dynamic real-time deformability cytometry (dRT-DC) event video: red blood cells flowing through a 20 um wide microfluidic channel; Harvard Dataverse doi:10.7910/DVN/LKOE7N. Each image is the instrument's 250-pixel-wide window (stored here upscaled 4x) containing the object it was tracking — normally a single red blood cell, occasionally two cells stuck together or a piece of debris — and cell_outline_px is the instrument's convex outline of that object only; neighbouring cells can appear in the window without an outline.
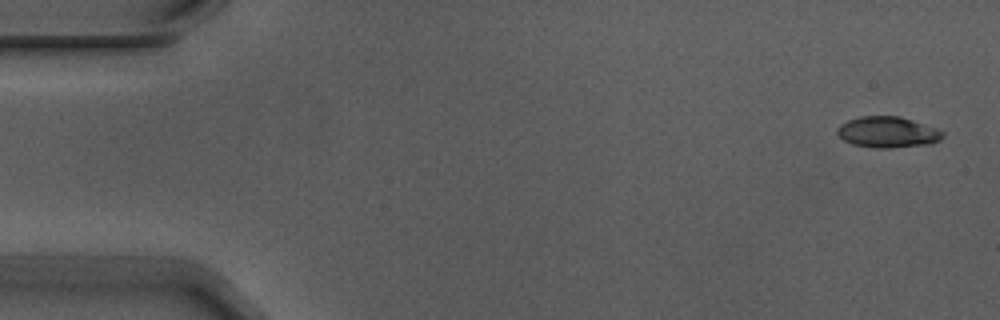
{"species": "Egyptian fruit bat (a non-hibernating species)", "species_latin": "Rousettus aegyptiacus", "temperature_condition": "warm", "stored_images_in_passage": 5, "camera_frame_rate_fps": 3000, "um_per_image_px": 0.085, "animal": {"sex": "male"}, "frame": {"image": 1, "passage_image": 1, "time_ms": 0.0, "image_size_px": [1000, 320], "cell_outline_px": [[944, 136], [940, 140], [932, 144], [888, 148], [876, 148], [852, 144], [844, 140], [836, 132], [836, 128], [840, 124], [848, 120], [860, 116], [900, 116], [936, 128], [944, 132]], "centroid_in_image_um": [75.45, 11.23], "position_along_channel_um": 9.5, "area_um2": 19.13}}
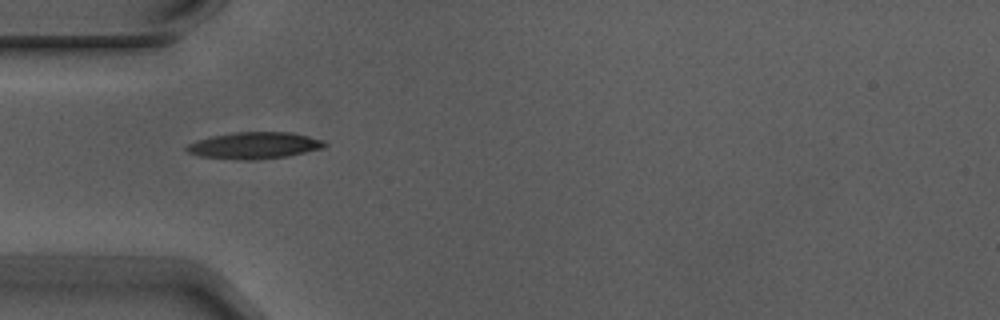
{"frame": {"image": 2, "passage_image": 4, "time_ms": 1.0, "image_size_px": [1000, 320], "cell_outline_px": [[328, 144], [324, 148], [288, 156], [256, 160], [244, 160], [200, 156], [188, 152], [184, 148], [188, 144], [196, 140], [212, 136], [232, 132], [292, 132], [324, 140]], "centroid_in_image_um": [21.64, 12.36], "position_along_channel_um": 63.4, "area_um2": 21.56}}